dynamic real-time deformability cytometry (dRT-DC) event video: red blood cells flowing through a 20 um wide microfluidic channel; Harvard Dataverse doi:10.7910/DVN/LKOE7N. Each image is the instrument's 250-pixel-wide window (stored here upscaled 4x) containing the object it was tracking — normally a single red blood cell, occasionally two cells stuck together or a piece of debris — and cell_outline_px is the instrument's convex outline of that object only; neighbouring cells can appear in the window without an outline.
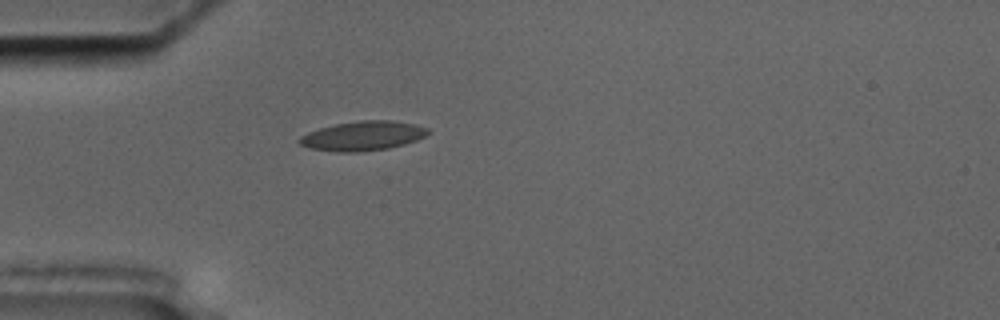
{"species": "common noctule bat (a hibernating species)", "species_latin": "Nyctalus noctula", "temperature_condition": "cold", "stored_images_in_passage": 41, "camera_frame_rate_fps": 3000, "um_per_image_px": 0.085, "animal": {"sex": "male", "body_mass_g": 17.5, "forearm_length_mm": 52.3}, "frame": {"image": 1, "passage_image": 1, "time_ms": 0.0, "image_size_px": [1000, 320], "cell_outline_px": [[428, 132], [424, 136], [416, 140], [404, 144], [388, 148], [356, 152], [340, 152], [312, 148], [300, 144], [296, 140], [300, 136], [308, 132], [320, 128], [336, 124], [360, 120], [392, 120], [416, 124], [428, 128]], "centroid_in_image_um": [30.83, 11.54], "position_along_channel_um": 54.2, "area_um2": 21.85}}
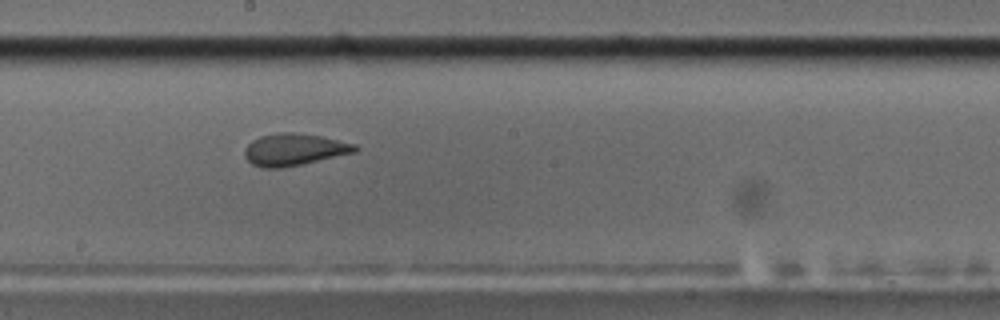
{"frame": {"image": 2, "passage_image": 16, "time_ms": 5.0, "image_size_px": [1000, 320], "cell_outline_px": [[360, 148], [356, 152], [304, 164], [280, 168], [260, 168], [252, 164], [244, 156], [244, 148], [252, 140], [260, 136], [276, 132], [292, 132], [320, 136], [356, 144]], "centroid_in_image_um": [24.99, 12.72], "position_along_channel_um": 223.2, "area_um2": 20.81}}
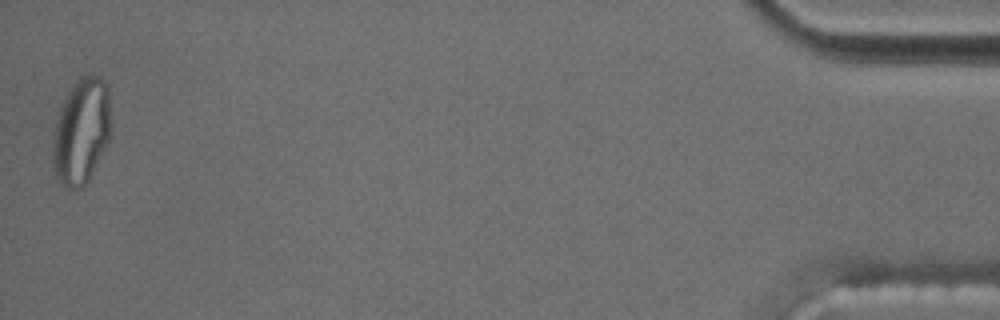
{"frame": {"image": 3, "passage_image": 41, "time_ms": 13.333, "image_size_px": [1000, 320], "cell_outline_px": [[112, 132], [88, 180], [80, 188], [64, 188], [60, 184], [56, 176], [52, 152], [56, 124], [60, 108], [72, 84], [80, 76], [92, 72], [100, 76], [108, 84], [112, 124]], "centroid_in_image_um": [6.95, 11.08], "position_along_channel_um": 428.2, "area_um2": 36.13}, "authors_computed_cell_mechanics": {"area_um2": 20.9236, "velocity_mm_per_s": 3.5374, "shape_relaxation_time_tau1_ms": null, "shape_relaxation_time_tau2_ms": 1.3016, "deformation_change_tau1": null, "deformation_change_tau2": 0.0562}}